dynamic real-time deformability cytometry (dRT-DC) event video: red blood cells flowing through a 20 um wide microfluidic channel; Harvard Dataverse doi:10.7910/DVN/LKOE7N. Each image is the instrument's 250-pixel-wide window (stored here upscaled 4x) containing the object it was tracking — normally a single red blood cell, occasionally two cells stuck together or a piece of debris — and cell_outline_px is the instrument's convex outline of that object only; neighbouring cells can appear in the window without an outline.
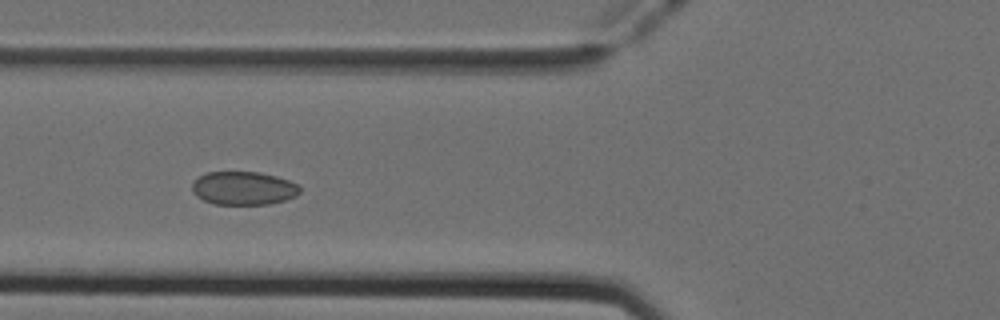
{"species": "Egyptian fruit bat (a non-hibernating species)", "species_latin": "Rousettus aegyptiacus", "temperature_condition": "cold", "stored_images_in_passage": 13, "camera_frame_rate_fps": 3000, "um_per_image_px": 0.085, "animal": {"sex": "female"}, "frame": {"image": 1, "passage_image": 8, "time_ms": 2.333, "image_size_px": [1000, 320], "cell_outline_px": [[300, 192], [296, 196], [284, 200], [268, 204], [216, 204], [204, 200], [196, 196], [192, 192], [192, 184], [200, 176], [208, 172], [260, 172], [276, 176], [288, 180], [296, 184], [300, 188]], "centroid_in_image_um": [20.7, 16.0], "position_along_channel_um": 105.1, "area_um2": 20.81}}
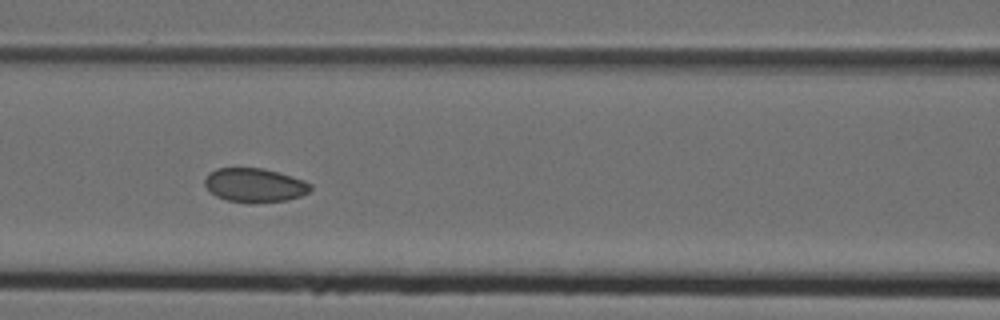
{"frame": {"image": 2, "passage_image": 11, "time_ms": 3.333, "image_size_px": [1000, 320], "cell_outline_px": [[312, 188], [308, 192], [300, 196], [288, 200], [256, 204], [248, 204], [228, 200], [216, 196], [204, 184], [204, 180], [208, 172], [216, 168], [264, 168], [280, 172], [304, 180], [312, 184]], "centroid_in_image_um": [21.66, 15.75], "position_along_channel_um": 144.9, "area_um2": 21.33}}